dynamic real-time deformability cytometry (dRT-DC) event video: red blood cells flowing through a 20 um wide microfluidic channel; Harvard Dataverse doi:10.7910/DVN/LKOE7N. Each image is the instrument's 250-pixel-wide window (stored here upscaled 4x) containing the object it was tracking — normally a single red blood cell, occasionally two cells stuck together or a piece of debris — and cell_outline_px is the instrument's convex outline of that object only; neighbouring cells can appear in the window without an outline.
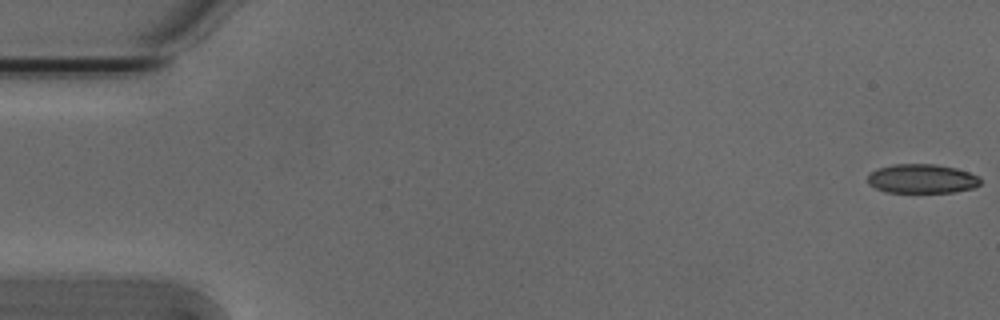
{"species": "Egyptian fruit bat (a non-hibernating species)", "species_latin": "Rousettus aegyptiacus", "temperature_condition": "cold", "stored_images_in_passage": 40, "camera_frame_rate_fps": 3000, "um_per_image_px": 0.085, "animal": {"sex": "male"}, "frame": {"image": 1, "passage_image": 1, "time_ms": 0.0, "image_size_px": [1000, 320], "cell_outline_px": [[980, 184], [972, 188], [956, 192], [884, 192], [868, 184], [868, 172], [876, 168], [892, 164], [936, 164], [956, 168], [980, 176]], "centroid_in_image_um": [78.33, 15.18], "position_along_channel_um": 6.7, "area_um2": 19.36}}
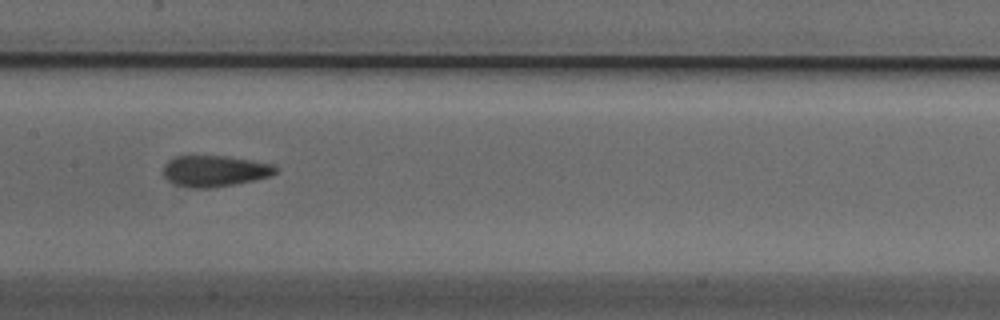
{"frame": {"image": 2, "passage_image": 27, "time_ms": 8.667, "image_size_px": [1000, 320], "cell_outline_px": [[276, 172], [268, 176], [252, 180], [232, 184], [208, 188], [192, 188], [172, 184], [164, 176], [164, 164], [168, 160], [176, 156], [224, 156], [276, 164]], "centroid_in_image_um": [18.21, 14.53], "position_along_channel_um": 189.2, "area_um2": 20.17}}
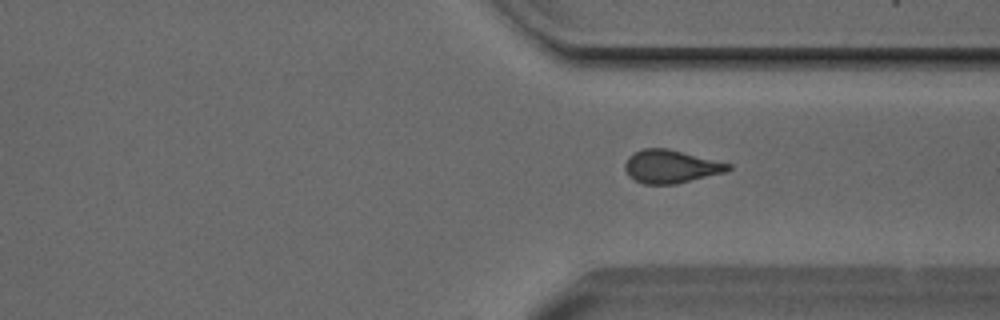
{"frame": {"image": 3, "passage_image": 40, "time_ms": 13.0, "image_size_px": [1000, 320], "cell_outline_px": [[732, 168], [728, 172], [676, 184], [644, 184], [628, 176], [624, 168], [624, 164], [628, 156], [644, 148], [668, 148], [732, 164]], "centroid_in_image_um": [57.05, 14.16], "position_along_channel_um": 354.4, "area_um2": 20.11}}